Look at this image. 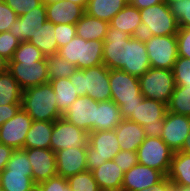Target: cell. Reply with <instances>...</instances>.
I'll use <instances>...</instances> for the list:
<instances>
[{
    "mask_svg": "<svg viewBox=\"0 0 190 191\" xmlns=\"http://www.w3.org/2000/svg\"><path fill=\"white\" fill-rule=\"evenodd\" d=\"M76 35L84 40L104 41L109 28V23L85 13L75 24Z\"/></svg>",
    "mask_w": 190,
    "mask_h": 191,
    "instance_id": "obj_25",
    "label": "cell"
},
{
    "mask_svg": "<svg viewBox=\"0 0 190 191\" xmlns=\"http://www.w3.org/2000/svg\"><path fill=\"white\" fill-rule=\"evenodd\" d=\"M172 70L176 86L190 87V58L178 56Z\"/></svg>",
    "mask_w": 190,
    "mask_h": 191,
    "instance_id": "obj_38",
    "label": "cell"
},
{
    "mask_svg": "<svg viewBox=\"0 0 190 191\" xmlns=\"http://www.w3.org/2000/svg\"><path fill=\"white\" fill-rule=\"evenodd\" d=\"M115 130L92 131L86 146V165L89 171L100 167L104 162L113 160L120 151Z\"/></svg>",
    "mask_w": 190,
    "mask_h": 191,
    "instance_id": "obj_7",
    "label": "cell"
},
{
    "mask_svg": "<svg viewBox=\"0 0 190 191\" xmlns=\"http://www.w3.org/2000/svg\"><path fill=\"white\" fill-rule=\"evenodd\" d=\"M141 94L144 98L168 104L175 89L172 69L150 68L138 77Z\"/></svg>",
    "mask_w": 190,
    "mask_h": 191,
    "instance_id": "obj_8",
    "label": "cell"
},
{
    "mask_svg": "<svg viewBox=\"0 0 190 191\" xmlns=\"http://www.w3.org/2000/svg\"><path fill=\"white\" fill-rule=\"evenodd\" d=\"M21 109V104L0 105V126L14 117Z\"/></svg>",
    "mask_w": 190,
    "mask_h": 191,
    "instance_id": "obj_48",
    "label": "cell"
},
{
    "mask_svg": "<svg viewBox=\"0 0 190 191\" xmlns=\"http://www.w3.org/2000/svg\"><path fill=\"white\" fill-rule=\"evenodd\" d=\"M128 3L129 0H89L85 13L109 23Z\"/></svg>",
    "mask_w": 190,
    "mask_h": 191,
    "instance_id": "obj_27",
    "label": "cell"
},
{
    "mask_svg": "<svg viewBox=\"0 0 190 191\" xmlns=\"http://www.w3.org/2000/svg\"><path fill=\"white\" fill-rule=\"evenodd\" d=\"M98 101L89 96H79L63 113L62 117L83 131H94V122H97Z\"/></svg>",
    "mask_w": 190,
    "mask_h": 191,
    "instance_id": "obj_14",
    "label": "cell"
},
{
    "mask_svg": "<svg viewBox=\"0 0 190 191\" xmlns=\"http://www.w3.org/2000/svg\"><path fill=\"white\" fill-rule=\"evenodd\" d=\"M165 175L157 169L136 164L124 173L122 191H138L154 185Z\"/></svg>",
    "mask_w": 190,
    "mask_h": 191,
    "instance_id": "obj_20",
    "label": "cell"
},
{
    "mask_svg": "<svg viewBox=\"0 0 190 191\" xmlns=\"http://www.w3.org/2000/svg\"><path fill=\"white\" fill-rule=\"evenodd\" d=\"M136 152L139 164L157 169L167 176L174 152L160 137L147 136Z\"/></svg>",
    "mask_w": 190,
    "mask_h": 191,
    "instance_id": "obj_10",
    "label": "cell"
},
{
    "mask_svg": "<svg viewBox=\"0 0 190 191\" xmlns=\"http://www.w3.org/2000/svg\"><path fill=\"white\" fill-rule=\"evenodd\" d=\"M167 111L190 116V87L175 86L167 104Z\"/></svg>",
    "mask_w": 190,
    "mask_h": 191,
    "instance_id": "obj_35",
    "label": "cell"
},
{
    "mask_svg": "<svg viewBox=\"0 0 190 191\" xmlns=\"http://www.w3.org/2000/svg\"><path fill=\"white\" fill-rule=\"evenodd\" d=\"M103 47L104 41H87L76 35L68 44L58 48L57 54L76 68L85 69L103 64Z\"/></svg>",
    "mask_w": 190,
    "mask_h": 191,
    "instance_id": "obj_5",
    "label": "cell"
},
{
    "mask_svg": "<svg viewBox=\"0 0 190 191\" xmlns=\"http://www.w3.org/2000/svg\"><path fill=\"white\" fill-rule=\"evenodd\" d=\"M71 191H99L98 183L89 170L80 172L67 178Z\"/></svg>",
    "mask_w": 190,
    "mask_h": 191,
    "instance_id": "obj_36",
    "label": "cell"
},
{
    "mask_svg": "<svg viewBox=\"0 0 190 191\" xmlns=\"http://www.w3.org/2000/svg\"><path fill=\"white\" fill-rule=\"evenodd\" d=\"M142 34L147 36H169L178 32V22L166 2L140 10Z\"/></svg>",
    "mask_w": 190,
    "mask_h": 191,
    "instance_id": "obj_6",
    "label": "cell"
},
{
    "mask_svg": "<svg viewBox=\"0 0 190 191\" xmlns=\"http://www.w3.org/2000/svg\"><path fill=\"white\" fill-rule=\"evenodd\" d=\"M167 177L172 184L190 186V154L174 152Z\"/></svg>",
    "mask_w": 190,
    "mask_h": 191,
    "instance_id": "obj_29",
    "label": "cell"
},
{
    "mask_svg": "<svg viewBox=\"0 0 190 191\" xmlns=\"http://www.w3.org/2000/svg\"><path fill=\"white\" fill-rule=\"evenodd\" d=\"M18 15L3 1L0 0V33L8 31Z\"/></svg>",
    "mask_w": 190,
    "mask_h": 191,
    "instance_id": "obj_46",
    "label": "cell"
},
{
    "mask_svg": "<svg viewBox=\"0 0 190 191\" xmlns=\"http://www.w3.org/2000/svg\"><path fill=\"white\" fill-rule=\"evenodd\" d=\"M166 191H176V189L171 185Z\"/></svg>",
    "mask_w": 190,
    "mask_h": 191,
    "instance_id": "obj_59",
    "label": "cell"
},
{
    "mask_svg": "<svg viewBox=\"0 0 190 191\" xmlns=\"http://www.w3.org/2000/svg\"><path fill=\"white\" fill-rule=\"evenodd\" d=\"M60 1H64V0H43V3L44 4H51V3H54V2H60Z\"/></svg>",
    "mask_w": 190,
    "mask_h": 191,
    "instance_id": "obj_56",
    "label": "cell"
},
{
    "mask_svg": "<svg viewBox=\"0 0 190 191\" xmlns=\"http://www.w3.org/2000/svg\"><path fill=\"white\" fill-rule=\"evenodd\" d=\"M54 28L58 48L65 46L76 36L75 24H56Z\"/></svg>",
    "mask_w": 190,
    "mask_h": 191,
    "instance_id": "obj_42",
    "label": "cell"
},
{
    "mask_svg": "<svg viewBox=\"0 0 190 191\" xmlns=\"http://www.w3.org/2000/svg\"><path fill=\"white\" fill-rule=\"evenodd\" d=\"M57 175L68 178L88 170L86 147H69L55 152Z\"/></svg>",
    "mask_w": 190,
    "mask_h": 191,
    "instance_id": "obj_19",
    "label": "cell"
},
{
    "mask_svg": "<svg viewBox=\"0 0 190 191\" xmlns=\"http://www.w3.org/2000/svg\"><path fill=\"white\" fill-rule=\"evenodd\" d=\"M38 191H71L67 179L56 175L36 185Z\"/></svg>",
    "mask_w": 190,
    "mask_h": 191,
    "instance_id": "obj_45",
    "label": "cell"
},
{
    "mask_svg": "<svg viewBox=\"0 0 190 191\" xmlns=\"http://www.w3.org/2000/svg\"><path fill=\"white\" fill-rule=\"evenodd\" d=\"M47 20L56 24H76L85 14V9L70 1L45 4Z\"/></svg>",
    "mask_w": 190,
    "mask_h": 191,
    "instance_id": "obj_21",
    "label": "cell"
},
{
    "mask_svg": "<svg viewBox=\"0 0 190 191\" xmlns=\"http://www.w3.org/2000/svg\"><path fill=\"white\" fill-rule=\"evenodd\" d=\"M109 26L120 29L130 36L142 34L140 10L128 3L109 22Z\"/></svg>",
    "mask_w": 190,
    "mask_h": 191,
    "instance_id": "obj_23",
    "label": "cell"
},
{
    "mask_svg": "<svg viewBox=\"0 0 190 191\" xmlns=\"http://www.w3.org/2000/svg\"><path fill=\"white\" fill-rule=\"evenodd\" d=\"M53 132V122L34 121L27 132L24 148L50 149V139Z\"/></svg>",
    "mask_w": 190,
    "mask_h": 191,
    "instance_id": "obj_28",
    "label": "cell"
},
{
    "mask_svg": "<svg viewBox=\"0 0 190 191\" xmlns=\"http://www.w3.org/2000/svg\"><path fill=\"white\" fill-rule=\"evenodd\" d=\"M18 16L40 6L43 0H3Z\"/></svg>",
    "mask_w": 190,
    "mask_h": 191,
    "instance_id": "obj_44",
    "label": "cell"
},
{
    "mask_svg": "<svg viewBox=\"0 0 190 191\" xmlns=\"http://www.w3.org/2000/svg\"><path fill=\"white\" fill-rule=\"evenodd\" d=\"M32 165L29 162L25 149H14L11 158L3 171L32 172Z\"/></svg>",
    "mask_w": 190,
    "mask_h": 191,
    "instance_id": "obj_39",
    "label": "cell"
},
{
    "mask_svg": "<svg viewBox=\"0 0 190 191\" xmlns=\"http://www.w3.org/2000/svg\"><path fill=\"white\" fill-rule=\"evenodd\" d=\"M176 191H190V186H182L177 184H172Z\"/></svg>",
    "mask_w": 190,
    "mask_h": 191,
    "instance_id": "obj_55",
    "label": "cell"
},
{
    "mask_svg": "<svg viewBox=\"0 0 190 191\" xmlns=\"http://www.w3.org/2000/svg\"><path fill=\"white\" fill-rule=\"evenodd\" d=\"M76 88L78 96H89L102 102L111 100L109 69L101 64L96 67L76 69L69 77Z\"/></svg>",
    "mask_w": 190,
    "mask_h": 191,
    "instance_id": "obj_4",
    "label": "cell"
},
{
    "mask_svg": "<svg viewBox=\"0 0 190 191\" xmlns=\"http://www.w3.org/2000/svg\"><path fill=\"white\" fill-rule=\"evenodd\" d=\"M46 20V7L42 3L29 13L18 16L8 31L20 42L29 41Z\"/></svg>",
    "mask_w": 190,
    "mask_h": 191,
    "instance_id": "obj_18",
    "label": "cell"
},
{
    "mask_svg": "<svg viewBox=\"0 0 190 191\" xmlns=\"http://www.w3.org/2000/svg\"><path fill=\"white\" fill-rule=\"evenodd\" d=\"M54 24L48 20L28 41L36 46L45 56L57 54L58 44L55 39Z\"/></svg>",
    "mask_w": 190,
    "mask_h": 191,
    "instance_id": "obj_30",
    "label": "cell"
},
{
    "mask_svg": "<svg viewBox=\"0 0 190 191\" xmlns=\"http://www.w3.org/2000/svg\"><path fill=\"white\" fill-rule=\"evenodd\" d=\"M172 182L169 180L167 176H164L159 182L155 183L154 185L138 190V191H166Z\"/></svg>",
    "mask_w": 190,
    "mask_h": 191,
    "instance_id": "obj_50",
    "label": "cell"
},
{
    "mask_svg": "<svg viewBox=\"0 0 190 191\" xmlns=\"http://www.w3.org/2000/svg\"><path fill=\"white\" fill-rule=\"evenodd\" d=\"M46 56L28 41L21 42L10 61H40Z\"/></svg>",
    "mask_w": 190,
    "mask_h": 191,
    "instance_id": "obj_37",
    "label": "cell"
},
{
    "mask_svg": "<svg viewBox=\"0 0 190 191\" xmlns=\"http://www.w3.org/2000/svg\"><path fill=\"white\" fill-rule=\"evenodd\" d=\"M91 172L100 189L121 190L124 172L113 160L104 162Z\"/></svg>",
    "mask_w": 190,
    "mask_h": 191,
    "instance_id": "obj_24",
    "label": "cell"
},
{
    "mask_svg": "<svg viewBox=\"0 0 190 191\" xmlns=\"http://www.w3.org/2000/svg\"><path fill=\"white\" fill-rule=\"evenodd\" d=\"M31 191H38V189L35 187L34 189H32Z\"/></svg>",
    "mask_w": 190,
    "mask_h": 191,
    "instance_id": "obj_60",
    "label": "cell"
},
{
    "mask_svg": "<svg viewBox=\"0 0 190 191\" xmlns=\"http://www.w3.org/2000/svg\"><path fill=\"white\" fill-rule=\"evenodd\" d=\"M179 28L190 27V0L177 1L170 5Z\"/></svg>",
    "mask_w": 190,
    "mask_h": 191,
    "instance_id": "obj_40",
    "label": "cell"
},
{
    "mask_svg": "<svg viewBox=\"0 0 190 191\" xmlns=\"http://www.w3.org/2000/svg\"><path fill=\"white\" fill-rule=\"evenodd\" d=\"M1 186L4 191H31L36 187L32 172L2 171Z\"/></svg>",
    "mask_w": 190,
    "mask_h": 191,
    "instance_id": "obj_31",
    "label": "cell"
},
{
    "mask_svg": "<svg viewBox=\"0 0 190 191\" xmlns=\"http://www.w3.org/2000/svg\"><path fill=\"white\" fill-rule=\"evenodd\" d=\"M22 89L8 71L0 73V105L21 104Z\"/></svg>",
    "mask_w": 190,
    "mask_h": 191,
    "instance_id": "obj_33",
    "label": "cell"
},
{
    "mask_svg": "<svg viewBox=\"0 0 190 191\" xmlns=\"http://www.w3.org/2000/svg\"><path fill=\"white\" fill-rule=\"evenodd\" d=\"M20 43L9 31L0 33V55L10 61Z\"/></svg>",
    "mask_w": 190,
    "mask_h": 191,
    "instance_id": "obj_41",
    "label": "cell"
},
{
    "mask_svg": "<svg viewBox=\"0 0 190 191\" xmlns=\"http://www.w3.org/2000/svg\"><path fill=\"white\" fill-rule=\"evenodd\" d=\"M46 58L40 61H9L8 71L22 90L49 82Z\"/></svg>",
    "mask_w": 190,
    "mask_h": 191,
    "instance_id": "obj_12",
    "label": "cell"
},
{
    "mask_svg": "<svg viewBox=\"0 0 190 191\" xmlns=\"http://www.w3.org/2000/svg\"><path fill=\"white\" fill-rule=\"evenodd\" d=\"M113 161L121 168L125 173L130 168L138 164V157L136 151L120 150L114 157Z\"/></svg>",
    "mask_w": 190,
    "mask_h": 191,
    "instance_id": "obj_43",
    "label": "cell"
},
{
    "mask_svg": "<svg viewBox=\"0 0 190 191\" xmlns=\"http://www.w3.org/2000/svg\"><path fill=\"white\" fill-rule=\"evenodd\" d=\"M164 0H129V3L139 10L162 3Z\"/></svg>",
    "mask_w": 190,
    "mask_h": 191,
    "instance_id": "obj_51",
    "label": "cell"
},
{
    "mask_svg": "<svg viewBox=\"0 0 190 191\" xmlns=\"http://www.w3.org/2000/svg\"><path fill=\"white\" fill-rule=\"evenodd\" d=\"M66 1H70L71 3H75L79 6H82L84 9L86 8L89 0H66Z\"/></svg>",
    "mask_w": 190,
    "mask_h": 191,
    "instance_id": "obj_54",
    "label": "cell"
},
{
    "mask_svg": "<svg viewBox=\"0 0 190 191\" xmlns=\"http://www.w3.org/2000/svg\"><path fill=\"white\" fill-rule=\"evenodd\" d=\"M189 132L190 116L178 115L167 111L160 138L173 152L181 151Z\"/></svg>",
    "mask_w": 190,
    "mask_h": 191,
    "instance_id": "obj_16",
    "label": "cell"
},
{
    "mask_svg": "<svg viewBox=\"0 0 190 191\" xmlns=\"http://www.w3.org/2000/svg\"><path fill=\"white\" fill-rule=\"evenodd\" d=\"M89 133L69 123L63 117L53 122L50 149L57 152L69 147H86Z\"/></svg>",
    "mask_w": 190,
    "mask_h": 191,
    "instance_id": "obj_13",
    "label": "cell"
},
{
    "mask_svg": "<svg viewBox=\"0 0 190 191\" xmlns=\"http://www.w3.org/2000/svg\"><path fill=\"white\" fill-rule=\"evenodd\" d=\"M176 35L178 56L190 58V27L179 28Z\"/></svg>",
    "mask_w": 190,
    "mask_h": 191,
    "instance_id": "obj_47",
    "label": "cell"
},
{
    "mask_svg": "<svg viewBox=\"0 0 190 191\" xmlns=\"http://www.w3.org/2000/svg\"><path fill=\"white\" fill-rule=\"evenodd\" d=\"M166 113V104L160 101L143 98L140 105H137L128 120L140 124L146 136L160 137L164 128Z\"/></svg>",
    "mask_w": 190,
    "mask_h": 191,
    "instance_id": "obj_9",
    "label": "cell"
},
{
    "mask_svg": "<svg viewBox=\"0 0 190 191\" xmlns=\"http://www.w3.org/2000/svg\"><path fill=\"white\" fill-rule=\"evenodd\" d=\"M13 151L12 147L0 143V173L6 168Z\"/></svg>",
    "mask_w": 190,
    "mask_h": 191,
    "instance_id": "obj_49",
    "label": "cell"
},
{
    "mask_svg": "<svg viewBox=\"0 0 190 191\" xmlns=\"http://www.w3.org/2000/svg\"><path fill=\"white\" fill-rule=\"evenodd\" d=\"M8 60L0 55V73L8 70Z\"/></svg>",
    "mask_w": 190,
    "mask_h": 191,
    "instance_id": "obj_53",
    "label": "cell"
},
{
    "mask_svg": "<svg viewBox=\"0 0 190 191\" xmlns=\"http://www.w3.org/2000/svg\"><path fill=\"white\" fill-rule=\"evenodd\" d=\"M21 108L34 121L54 122L63 115L57 108L55 92L50 82L24 89Z\"/></svg>",
    "mask_w": 190,
    "mask_h": 191,
    "instance_id": "obj_2",
    "label": "cell"
},
{
    "mask_svg": "<svg viewBox=\"0 0 190 191\" xmlns=\"http://www.w3.org/2000/svg\"><path fill=\"white\" fill-rule=\"evenodd\" d=\"M111 100L120 108L123 119H129L137 105L144 98L138 77L121 69H109Z\"/></svg>",
    "mask_w": 190,
    "mask_h": 191,
    "instance_id": "obj_3",
    "label": "cell"
},
{
    "mask_svg": "<svg viewBox=\"0 0 190 191\" xmlns=\"http://www.w3.org/2000/svg\"><path fill=\"white\" fill-rule=\"evenodd\" d=\"M152 68L173 69L178 57L177 35H143Z\"/></svg>",
    "mask_w": 190,
    "mask_h": 191,
    "instance_id": "obj_11",
    "label": "cell"
},
{
    "mask_svg": "<svg viewBox=\"0 0 190 191\" xmlns=\"http://www.w3.org/2000/svg\"><path fill=\"white\" fill-rule=\"evenodd\" d=\"M177 1H183V0H164V2H166L169 6L172 4V3H175Z\"/></svg>",
    "mask_w": 190,
    "mask_h": 191,
    "instance_id": "obj_57",
    "label": "cell"
},
{
    "mask_svg": "<svg viewBox=\"0 0 190 191\" xmlns=\"http://www.w3.org/2000/svg\"><path fill=\"white\" fill-rule=\"evenodd\" d=\"M49 82L55 92L57 108L63 114L79 97L77 90L72 82L69 81V78H59Z\"/></svg>",
    "mask_w": 190,
    "mask_h": 191,
    "instance_id": "obj_32",
    "label": "cell"
},
{
    "mask_svg": "<svg viewBox=\"0 0 190 191\" xmlns=\"http://www.w3.org/2000/svg\"><path fill=\"white\" fill-rule=\"evenodd\" d=\"M181 152L190 154V132L188 134V138L184 141Z\"/></svg>",
    "mask_w": 190,
    "mask_h": 191,
    "instance_id": "obj_52",
    "label": "cell"
},
{
    "mask_svg": "<svg viewBox=\"0 0 190 191\" xmlns=\"http://www.w3.org/2000/svg\"><path fill=\"white\" fill-rule=\"evenodd\" d=\"M33 120L22 108L0 126V143L13 149H24V142Z\"/></svg>",
    "mask_w": 190,
    "mask_h": 191,
    "instance_id": "obj_15",
    "label": "cell"
},
{
    "mask_svg": "<svg viewBox=\"0 0 190 191\" xmlns=\"http://www.w3.org/2000/svg\"><path fill=\"white\" fill-rule=\"evenodd\" d=\"M121 150L137 151L147 137L140 124L123 119L114 129Z\"/></svg>",
    "mask_w": 190,
    "mask_h": 191,
    "instance_id": "obj_22",
    "label": "cell"
},
{
    "mask_svg": "<svg viewBox=\"0 0 190 191\" xmlns=\"http://www.w3.org/2000/svg\"><path fill=\"white\" fill-rule=\"evenodd\" d=\"M46 62L49 81L59 78H69L77 69L74 64L58 54L46 56Z\"/></svg>",
    "mask_w": 190,
    "mask_h": 191,
    "instance_id": "obj_34",
    "label": "cell"
},
{
    "mask_svg": "<svg viewBox=\"0 0 190 191\" xmlns=\"http://www.w3.org/2000/svg\"><path fill=\"white\" fill-rule=\"evenodd\" d=\"M103 64L108 69H121L136 77L151 68L143 35L130 36L113 27L104 39Z\"/></svg>",
    "mask_w": 190,
    "mask_h": 191,
    "instance_id": "obj_1",
    "label": "cell"
},
{
    "mask_svg": "<svg viewBox=\"0 0 190 191\" xmlns=\"http://www.w3.org/2000/svg\"><path fill=\"white\" fill-rule=\"evenodd\" d=\"M32 165V178L36 185L57 175L55 152L45 148H24Z\"/></svg>",
    "mask_w": 190,
    "mask_h": 191,
    "instance_id": "obj_17",
    "label": "cell"
},
{
    "mask_svg": "<svg viewBox=\"0 0 190 191\" xmlns=\"http://www.w3.org/2000/svg\"><path fill=\"white\" fill-rule=\"evenodd\" d=\"M122 120L120 108L114 101L99 102L97 106V122H94V131L114 130Z\"/></svg>",
    "mask_w": 190,
    "mask_h": 191,
    "instance_id": "obj_26",
    "label": "cell"
},
{
    "mask_svg": "<svg viewBox=\"0 0 190 191\" xmlns=\"http://www.w3.org/2000/svg\"><path fill=\"white\" fill-rule=\"evenodd\" d=\"M99 191H122V190H115V189H100Z\"/></svg>",
    "mask_w": 190,
    "mask_h": 191,
    "instance_id": "obj_58",
    "label": "cell"
}]
</instances>
